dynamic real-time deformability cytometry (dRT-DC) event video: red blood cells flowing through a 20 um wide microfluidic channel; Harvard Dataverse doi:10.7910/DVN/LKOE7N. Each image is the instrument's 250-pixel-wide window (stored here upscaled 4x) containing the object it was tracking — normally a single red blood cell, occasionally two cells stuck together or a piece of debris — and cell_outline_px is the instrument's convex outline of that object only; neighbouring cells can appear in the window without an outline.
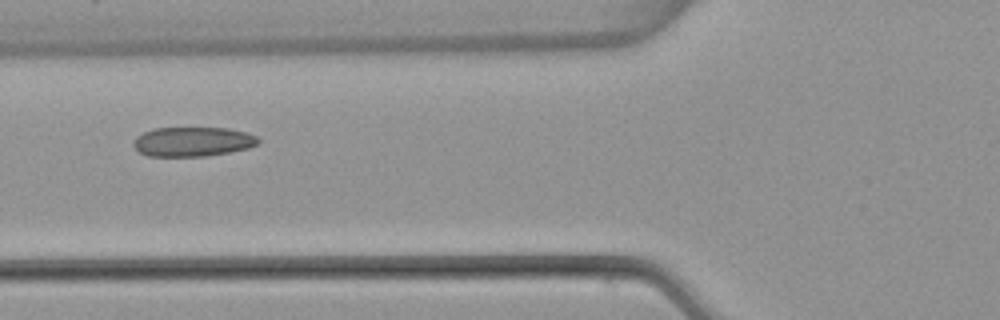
{"species": "common noctule bat (a hibernating species)", "species_latin": "Nyctalus noctula", "temperature_condition": "warm", "stored_images_in_passage": 7, "camera_frame_rate_fps": 3000, "um_per_image_px": 0.085, "animal": {"sex": "female", "body_mass_g": 22.7, "forearm_length_mm": 54.2}, "frame": {"image": 1, "passage_image": 5, "time_ms": 1.333, "image_size_px": [1000, 320], "cell_outline_px": [[260, 144], [248, 148], [228, 152], [204, 156], [148, 156], [140, 152], [132, 144], [136, 136], [144, 132], [156, 128], [228, 128], [244, 132], [256, 136], [260, 140]], "centroid_in_image_um": [16.39, 12.04], "position_along_channel_um": 109.4, "area_um2": 21.33}}
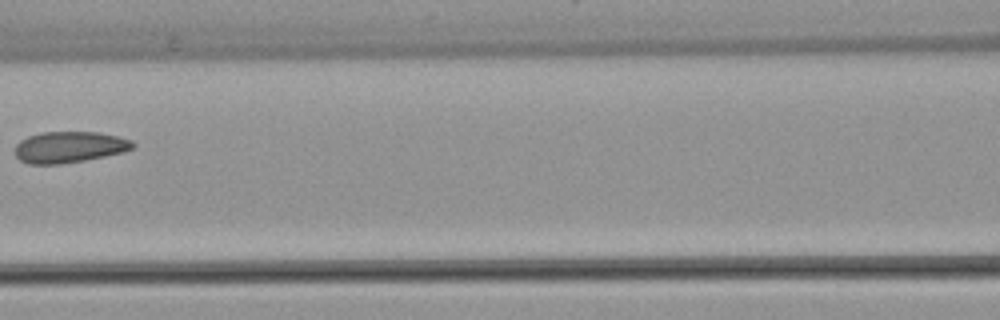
{"frame": {"image": 2, "passage_image": 6, "time_ms": 1.667, "image_size_px": [1000, 320], "cell_outline_px": [[136, 144], [132, 148], [124, 152], [84, 160], [60, 164], [28, 164], [20, 160], [12, 152], [16, 144], [20, 140], [28, 136], [40, 132], [96, 132], [116, 136], [132, 140]], "centroid_in_image_um": [5.84, 12.5], "position_along_channel_um": 160.8, "area_um2": 21.56}}